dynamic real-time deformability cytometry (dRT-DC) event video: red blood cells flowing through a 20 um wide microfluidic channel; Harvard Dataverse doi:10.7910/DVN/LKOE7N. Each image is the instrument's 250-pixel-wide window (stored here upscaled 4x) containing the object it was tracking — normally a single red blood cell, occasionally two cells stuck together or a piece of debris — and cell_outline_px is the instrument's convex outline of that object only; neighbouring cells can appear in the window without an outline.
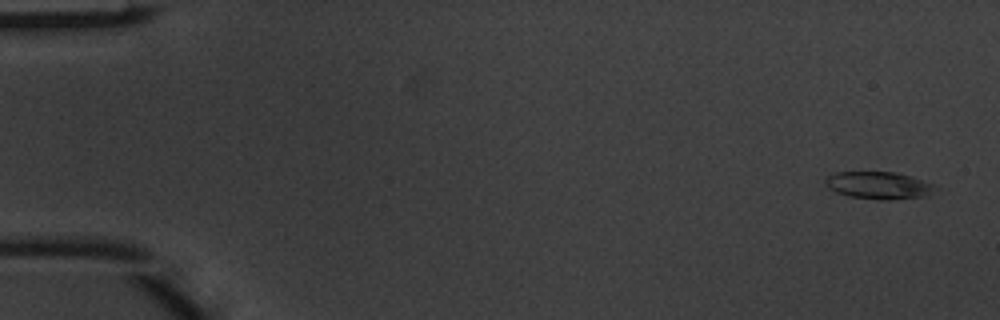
{"species": "common noctule bat (a hibernating species)", "species_latin": "Nyctalus noctula", "temperature_condition": "warm", "stored_images_in_passage": 5, "camera_frame_rate_fps": 3000, "um_per_image_px": 0.085, "animal": {"sex": "male", "body_mass_g": 20.1, "forearm_length_mm": 53.5}, "frame": {"image": 1, "passage_image": 1, "time_ms": 0.0, "image_size_px": [1000, 320], "cell_outline_px": [[932, 184], [928, 192], [924, 196], [888, 200], [880, 200], [848, 196], [836, 192], [828, 188], [824, 180], [828, 176], [836, 172], [896, 172], [912, 176]], "centroid_in_image_um": [74.58, 15.74], "position_along_channel_um": 10.4, "area_um2": 17.11}}
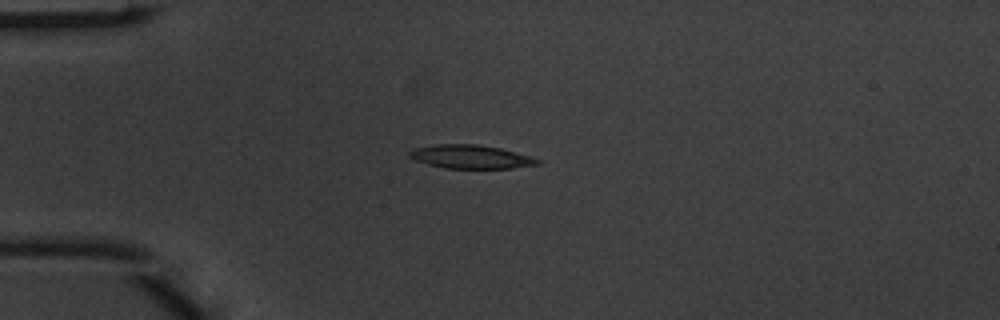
{"frame": {"image": 2, "passage_image": 4, "time_ms": 1.0, "image_size_px": [1000, 320], "cell_outline_px": [[540, 164], [512, 168], [444, 168], [428, 164], [416, 160], [408, 156], [408, 152], [412, 148], [436, 144], [476, 144], [500, 148], [528, 156], [540, 160]], "centroid_in_image_um": [39.96, 13.32], "position_along_channel_um": 45.0, "area_um2": 17.46}}